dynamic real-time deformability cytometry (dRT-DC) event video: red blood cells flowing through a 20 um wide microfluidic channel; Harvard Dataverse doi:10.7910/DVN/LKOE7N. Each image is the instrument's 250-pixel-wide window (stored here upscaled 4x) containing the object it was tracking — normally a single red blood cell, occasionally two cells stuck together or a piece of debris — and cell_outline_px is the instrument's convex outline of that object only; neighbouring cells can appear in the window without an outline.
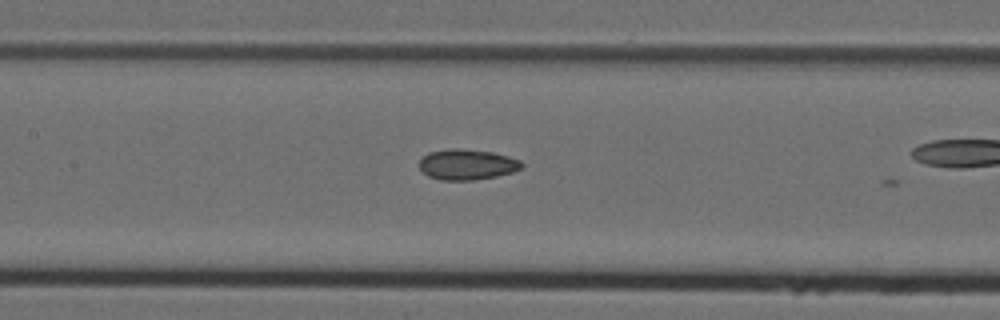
{"species": "Egyptian fruit bat (a non-hibernating species)", "species_latin": "Rousettus aegyptiacus", "temperature_condition": "cold", "stored_images_in_passage": 8, "camera_frame_rate_fps": 3000, "um_per_image_px": 0.085, "animal": {"sex": "female"}, "frame": {"image": 1, "passage_image": 7, "time_ms": 2.0, "image_size_px": [1000, 320], "cell_outline_px": [[524, 164], [520, 168], [512, 172], [496, 176], [472, 180], [440, 180], [428, 176], [420, 168], [420, 160], [428, 152], [448, 148], [456, 148], [492, 152], [508, 156], [520, 160]], "centroid_in_image_um": [39.69, 13.97], "position_along_channel_um": 167.7, "area_um2": 18.15}}